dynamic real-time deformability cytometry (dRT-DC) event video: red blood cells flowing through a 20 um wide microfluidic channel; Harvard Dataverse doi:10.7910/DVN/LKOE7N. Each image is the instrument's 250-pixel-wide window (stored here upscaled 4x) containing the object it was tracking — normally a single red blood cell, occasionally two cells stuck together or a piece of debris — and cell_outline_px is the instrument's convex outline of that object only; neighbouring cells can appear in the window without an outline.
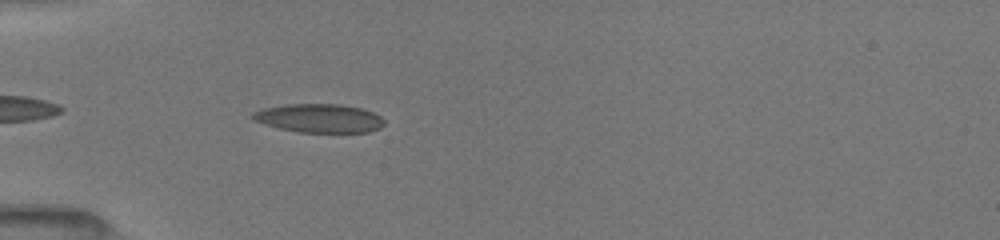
{"species": "common noctule bat (a hibernating species)", "species_latin": "Nyctalus noctula", "temperature_condition": "room temperature", "stored_images_in_passage": 37, "camera_frame_rate_fps": 3000, "um_per_image_px": 0.085, "animal": {"sex": "female", "body_mass_g": 19.5, "forearm_length_mm": 54.1}, "frame": {"image": 1, "passage_image": 9, "time_ms": 1.0, "image_size_px": [1000, 240], "cell_outline_px": [[384, 124], [380, 128], [368, 132], [296, 132], [280, 128], [252, 120], [252, 112], [264, 108], [284, 104], [340, 104], [360, 108], [372, 112], [380, 116], [384, 120]], "centroid_in_image_um": [27.12, 10.05], "position_along_channel_um": 57.9, "area_um2": 21.91}}
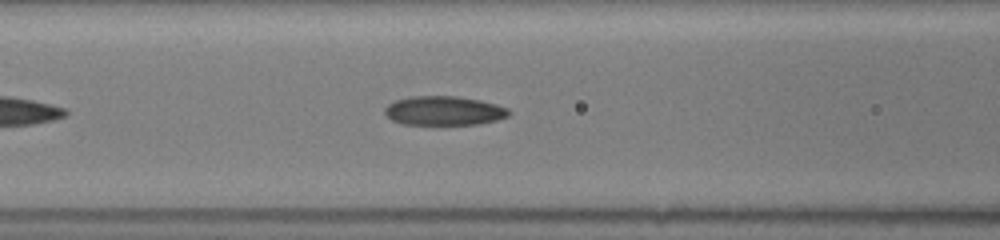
{"frame": {"image": 2, "passage_image": 25, "time_ms": 3.0, "image_size_px": [1000, 240], "cell_outline_px": [[512, 112], [508, 116], [496, 120], [480, 124], [404, 124], [392, 120], [384, 112], [384, 108], [388, 104], [396, 100], [412, 96], [456, 96], [480, 100], [496, 104], [508, 108]], "centroid_in_image_um": [37.76, 9.41], "position_along_channel_um": 128.8, "area_um2": 21.04}}
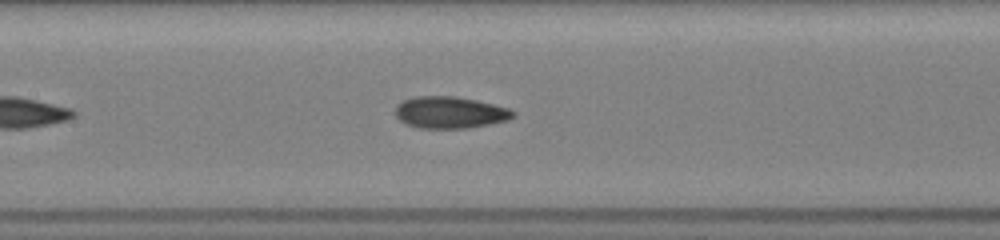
{"frame": {"image": 3, "passage_image": 33, "time_ms": 4.0, "image_size_px": [1000, 240], "cell_outline_px": [[516, 112], [508, 120], [468, 128], [420, 128], [404, 124], [396, 116], [396, 104], [404, 100], [416, 96], [456, 96], [476, 100], [508, 108]], "centroid_in_image_um": [38.21, 9.56], "position_along_channel_um": 169.2, "area_um2": 21.73}}